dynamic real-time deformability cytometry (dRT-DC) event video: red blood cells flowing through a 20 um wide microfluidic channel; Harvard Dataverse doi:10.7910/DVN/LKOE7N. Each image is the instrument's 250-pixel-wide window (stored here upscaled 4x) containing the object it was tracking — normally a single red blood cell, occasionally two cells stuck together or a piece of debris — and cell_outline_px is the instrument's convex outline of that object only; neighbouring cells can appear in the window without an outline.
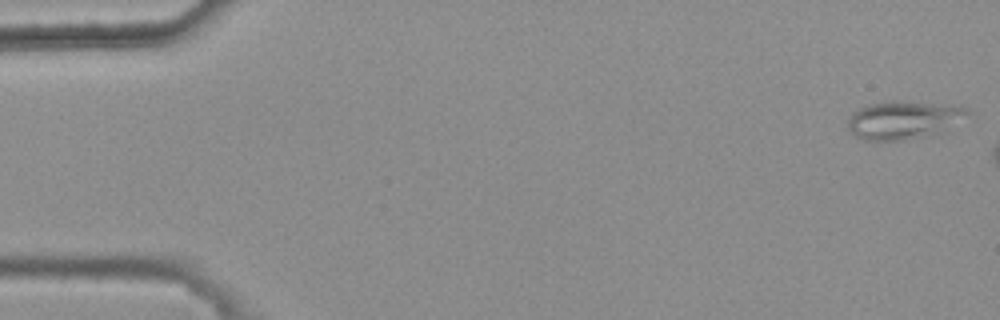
{"species": "common noctule bat (a hibernating species)", "species_latin": "Nyctalus noctula", "temperature_condition": "warm", "stored_images_in_passage": 3, "camera_frame_rate_fps": 3000, "um_per_image_px": 0.085, "animal": {"sex": "female", "body_mass_g": 25.1}, "frame": {"image": 1, "passage_image": 1, "time_ms": 0.0, "image_size_px": [1000, 320], "cell_outline_px": [[972, 112], [940, 132], [924, 136], [904, 140], [864, 140], [856, 136], [848, 128], [848, 120], [852, 112], [868, 104], [892, 100], [960, 104], [968, 108]], "centroid_in_image_um": [76.83, 10.16], "position_along_channel_um": 8.2, "area_um2": 26.76}}